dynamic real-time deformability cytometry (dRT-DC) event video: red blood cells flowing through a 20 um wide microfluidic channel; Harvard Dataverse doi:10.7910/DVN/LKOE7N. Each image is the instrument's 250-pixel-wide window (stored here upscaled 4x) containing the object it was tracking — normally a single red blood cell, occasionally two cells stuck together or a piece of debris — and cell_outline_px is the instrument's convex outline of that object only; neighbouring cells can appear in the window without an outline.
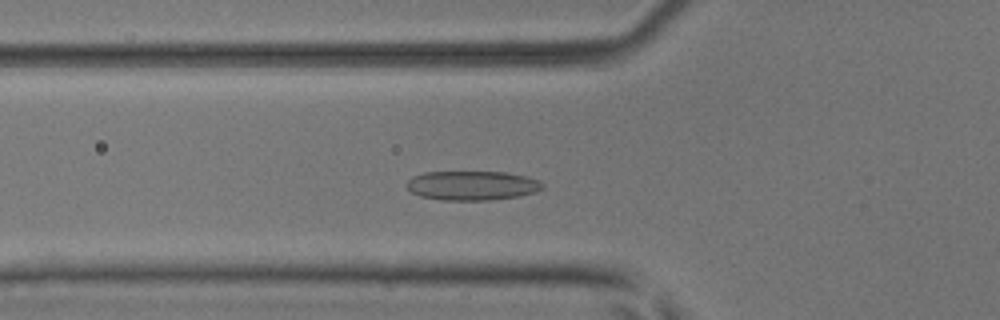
{"species": "common noctule bat (a hibernating species)", "species_latin": "Nyctalus noctula", "temperature_condition": "room temperature", "stored_images_in_passage": 43, "camera_frame_rate_fps": 3000, "um_per_image_px": 0.085, "animal": {"sex": "male", "body_mass_g": 17.9, "forearm_length_mm": 54.2}, "frame": {"image": 1, "passage_image": 9, "time_ms": 2.667, "image_size_px": [1000, 320], "cell_outline_px": [[544, 188], [536, 192], [520, 196], [488, 200], [444, 200], [420, 196], [412, 192], [404, 184], [412, 176], [424, 172], [504, 172], [524, 176], [540, 180], [544, 184]], "centroid_in_image_um": [40.13, 15.77], "position_along_channel_um": 85.7, "area_um2": 23.29}}
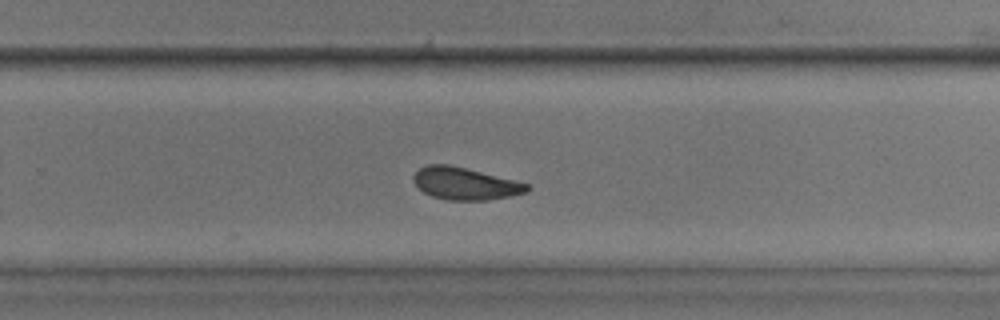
{"frame": {"image": 2, "passage_image": 25, "time_ms": 8.0, "image_size_px": [1000, 320], "cell_outline_px": [[532, 188], [528, 192], [488, 200], [448, 200], [432, 196], [424, 192], [412, 180], [412, 176], [420, 168], [428, 164], [448, 164], [528, 184]], "centroid_in_image_um": [39.51, 15.61], "position_along_channel_um": 290.3, "area_um2": 20.98}}
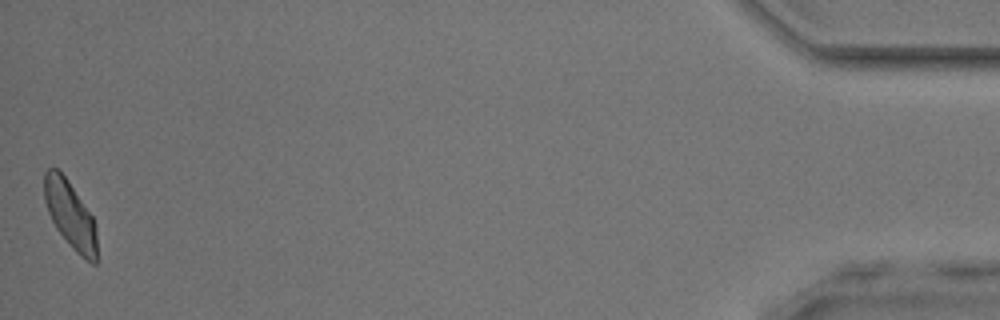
{"frame": {"image": 3, "passage_image": 43, "time_ms": 14.0, "image_size_px": [1000, 320], "cell_outline_px": [[96, 264], [92, 264], [80, 256], [72, 248], [56, 228], [48, 212], [44, 200], [44, 172], [48, 168], [56, 168], [68, 180], [92, 216], [96, 228]], "centroid_in_image_um": [5.96, 18.26], "position_along_channel_um": 429.2, "area_um2": 20.46}, "authors_computed_cell_mechanics": {"area_um2": 21.675, "velocity_mm_per_s": 3.8468, "shape_relaxation_time_tau1_ms": 3.0714, "shape_relaxation_time_tau2_ms": 2.3209, "deformation_change_tau1": 0.0934, "deformation_change_tau2": 0.074}}